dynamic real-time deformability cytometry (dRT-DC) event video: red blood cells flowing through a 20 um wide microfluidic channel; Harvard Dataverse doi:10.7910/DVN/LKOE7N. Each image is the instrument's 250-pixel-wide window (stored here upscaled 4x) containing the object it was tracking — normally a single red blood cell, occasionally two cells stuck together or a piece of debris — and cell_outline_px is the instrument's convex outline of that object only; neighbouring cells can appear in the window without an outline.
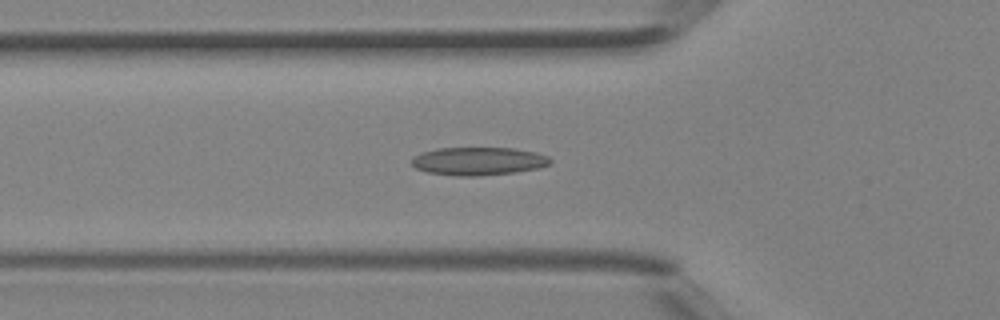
{"species": "Egyptian fruit bat (a non-hibernating species)", "species_latin": "Rousettus aegyptiacus", "temperature_condition": "room temperature", "stored_images_in_passage": 39, "camera_frame_rate_fps": 3000, "um_per_image_px": 0.085, "animal": {"sex": "female"}, "frame": {"image": 1, "passage_image": 14, "time_ms": 4.333, "image_size_px": [1000, 320], "cell_outline_px": [[552, 160], [548, 164], [540, 168], [512, 172], [480, 176], [456, 176], [428, 172], [416, 168], [412, 164], [412, 156], [420, 152], [436, 148], [512, 148], [536, 152], [548, 156]], "centroid_in_image_um": [40.64, 13.69], "position_along_channel_um": 85.2, "area_um2": 22.72}}
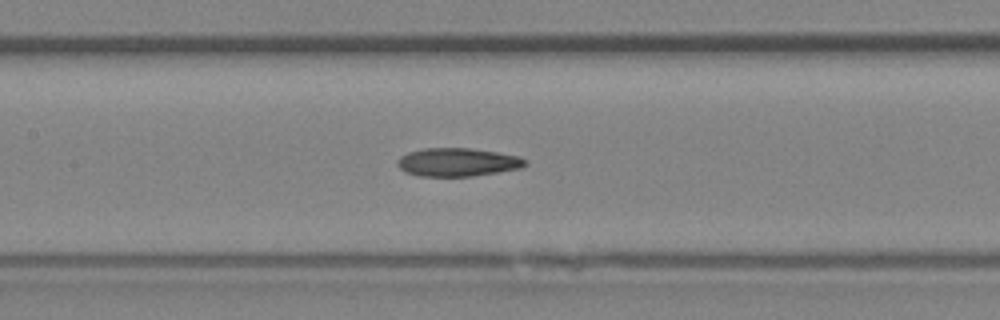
{"frame": {"image": 2, "passage_image": 19, "time_ms": 6.0, "image_size_px": [1000, 320], "cell_outline_px": [[528, 164], [520, 168], [472, 176], [420, 176], [404, 172], [396, 164], [396, 160], [400, 156], [408, 152], [424, 148], [472, 148], [520, 156], [528, 160]], "centroid_in_image_um": [38.88, 13.78], "position_along_channel_um": 168.5, "area_um2": 21.21}}
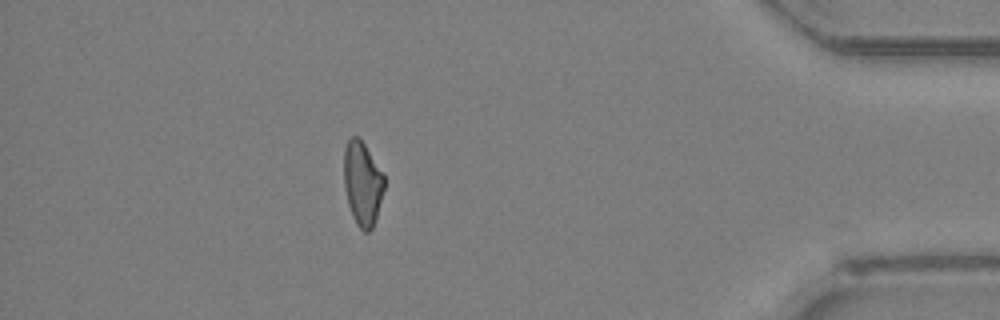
{"frame": {"image": 3, "passage_image": 36, "time_ms": 11.667, "image_size_px": [1000, 320], "cell_outline_px": [[384, 188], [376, 216], [372, 228], [368, 232], [364, 232], [356, 224], [352, 216], [348, 204], [344, 188], [344, 148], [348, 140], [352, 136], [356, 136], [364, 144], [384, 176]], "centroid_in_image_um": [30.78, 15.61], "position_along_channel_um": 404.4, "area_um2": 19.42}}